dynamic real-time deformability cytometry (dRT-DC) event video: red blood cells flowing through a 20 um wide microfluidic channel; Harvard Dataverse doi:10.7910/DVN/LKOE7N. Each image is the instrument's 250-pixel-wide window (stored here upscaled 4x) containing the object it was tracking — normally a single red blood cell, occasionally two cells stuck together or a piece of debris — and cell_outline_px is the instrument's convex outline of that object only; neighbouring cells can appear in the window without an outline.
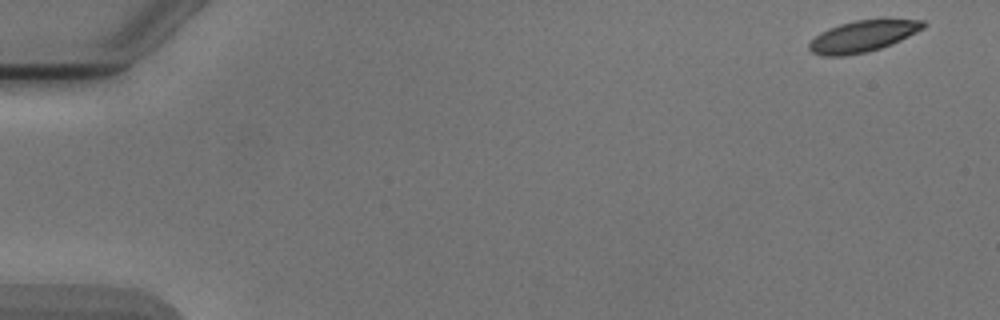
{"species": "Egyptian fruit bat (a non-hibernating species)", "species_latin": "Rousettus aegyptiacus", "temperature_condition": "cold", "stored_images_in_passage": 5, "camera_frame_rate_fps": 3000, "um_per_image_px": 0.085, "animal": {"sex": "male"}, "frame": {"image": 1, "passage_image": 1, "time_ms": 0.0, "image_size_px": [1000, 320], "cell_outline_px": [[928, 24], [924, 28], [892, 44], [868, 52], [844, 56], [824, 56], [812, 52], [808, 48], [808, 44], [820, 32], [828, 28], [840, 24], [856, 20], [884, 16], [924, 20]], "centroid_in_image_um": [73.42, 3.02], "position_along_channel_um": 11.6, "area_um2": 21.68}}
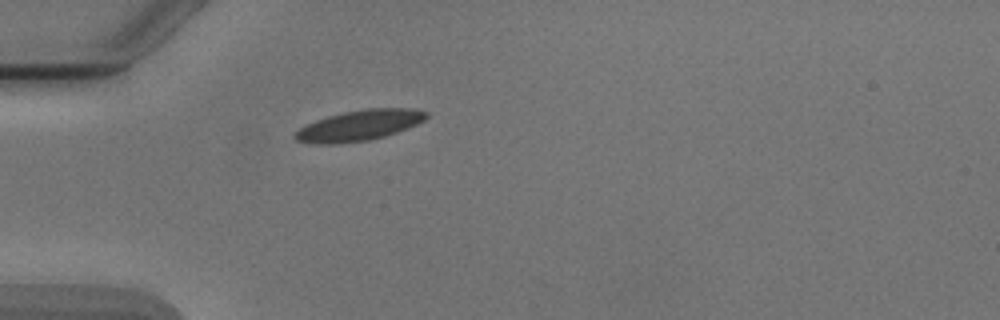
{"frame": {"image": 2, "passage_image": 5, "time_ms": 4.667, "image_size_px": [1000, 320], "cell_outline_px": [[428, 116], [424, 120], [416, 124], [396, 132], [384, 136], [368, 140], [332, 144], [316, 144], [296, 140], [292, 136], [304, 124], [328, 116], [344, 112], [368, 108], [412, 108], [428, 112]], "centroid_in_image_um": [30.52, 10.65], "position_along_channel_um": 54.5, "area_um2": 23.24}}